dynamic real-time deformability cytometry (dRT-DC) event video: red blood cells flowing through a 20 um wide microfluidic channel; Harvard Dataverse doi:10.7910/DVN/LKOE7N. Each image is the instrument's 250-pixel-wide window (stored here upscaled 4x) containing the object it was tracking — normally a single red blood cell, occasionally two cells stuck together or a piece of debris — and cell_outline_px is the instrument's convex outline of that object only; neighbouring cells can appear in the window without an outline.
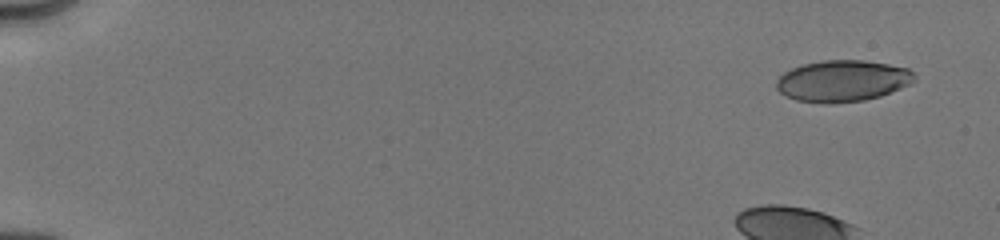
{"species": "human", "species_latin": "Homo sapiens", "temperature_condition": "cold", "stored_images_in_passage": 11, "camera_frame_rate_fps": 3000, "um_per_image_px": 0.085, "donor": {"sex": "male"}, "frame": {"image": 1, "passage_image": 2, "time_ms": 1.0, "image_size_px": [1000, 240], "cell_outline_px": [[916, 80], [912, 84], [880, 96], [864, 100], [832, 104], [824, 104], [796, 100], [780, 92], [776, 88], [776, 80], [784, 72], [792, 68], [804, 64], [820, 60], [864, 60], [888, 64], [908, 68], [916, 76]], "centroid_in_image_um": [71.63, 6.88], "position_along_channel_um": 13.4, "area_um2": 33.58}}
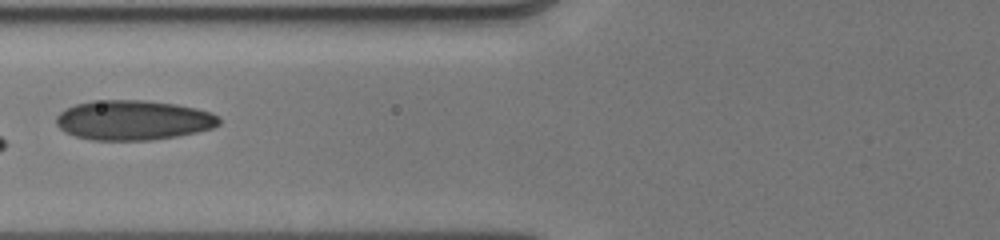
{"frame": {"image": 2, "passage_image": 8, "time_ms": 7.667, "image_size_px": [1000, 240], "cell_outline_px": [[220, 124], [212, 128], [196, 132], [176, 136], [152, 140], [92, 140], [76, 136], [64, 132], [56, 124], [56, 116], [60, 112], [76, 104], [92, 100], [144, 100], [176, 104], [196, 108], [212, 112], [220, 120]], "centroid_in_image_um": [11.32, 10.21], "position_along_channel_um": 114.5, "area_um2": 37.8}}
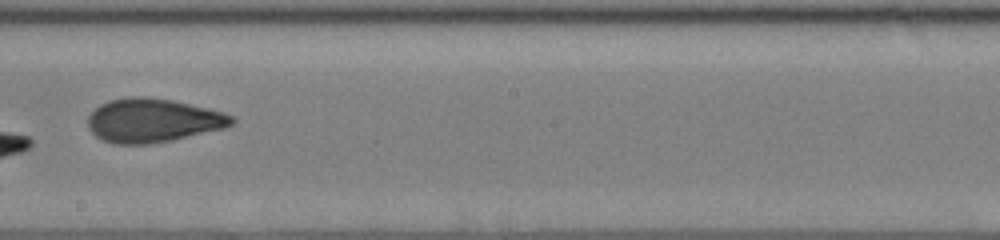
{"frame": {"image": 3, "passage_image": 11, "time_ms": 10.667, "image_size_px": [1000, 240], "cell_outline_px": [[236, 120], [232, 124], [224, 128], [172, 140], [148, 144], [116, 144], [104, 140], [96, 136], [88, 128], [88, 116], [100, 104], [108, 100], [128, 96], [148, 96], [172, 100], [224, 112], [232, 116]], "centroid_in_image_um": [12.98, 10.22], "position_along_channel_um": 235.2, "area_um2": 36.7}}